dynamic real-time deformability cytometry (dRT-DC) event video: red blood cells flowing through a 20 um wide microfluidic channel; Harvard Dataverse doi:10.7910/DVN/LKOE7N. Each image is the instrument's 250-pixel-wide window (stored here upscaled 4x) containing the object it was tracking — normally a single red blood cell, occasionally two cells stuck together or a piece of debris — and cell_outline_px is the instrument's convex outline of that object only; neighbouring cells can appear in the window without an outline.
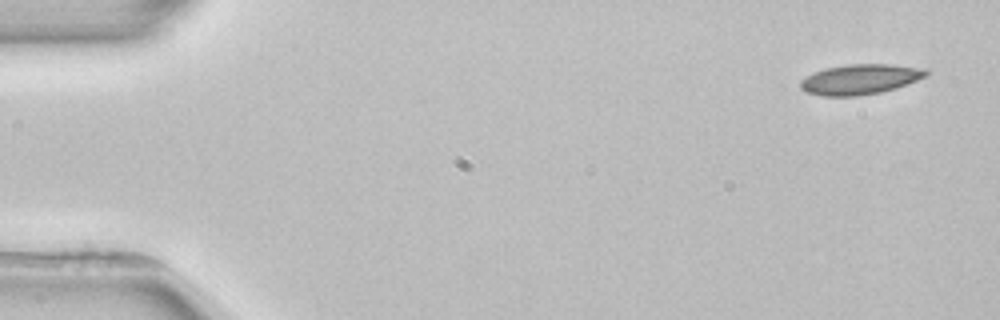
{"species": "common noctule bat (a hibernating species)", "species_latin": "Nyctalus noctula", "temperature_condition": "room temperature", "stored_images_in_passage": 4, "camera_frame_rate_fps": 3000, "um_per_image_px": 0.085, "animal": {"sex": "female", "body_mass_g": 22.7, "forearm_length_mm": 54.2}, "frame": {"image": 1, "passage_image": 1, "time_ms": 0.0, "image_size_px": [1000, 320], "cell_outline_px": [[928, 76], [908, 84], [896, 88], [880, 92], [856, 96], [824, 96], [804, 92], [800, 88], [800, 80], [824, 68], [848, 64], [892, 64], [924, 68], [928, 72]], "centroid_in_image_um": [73.13, 6.74], "position_along_channel_um": 11.9, "area_um2": 22.2}}
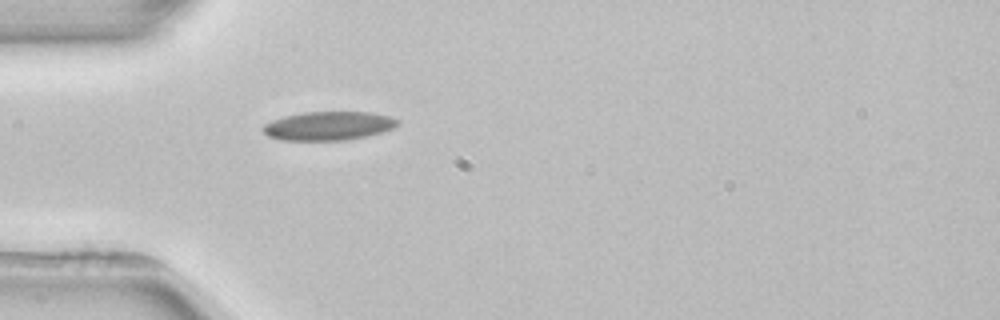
{"frame": {"image": 2, "passage_image": 4, "time_ms": 4.333, "image_size_px": [1000, 320], "cell_outline_px": [[400, 124], [392, 128], [368, 136], [348, 140], [280, 140], [268, 136], [260, 128], [264, 124], [272, 120], [284, 116], [304, 112], [372, 112], [392, 116], [400, 120]], "centroid_in_image_um": [27.94, 10.69], "position_along_channel_um": 57.1, "area_um2": 22.77}}